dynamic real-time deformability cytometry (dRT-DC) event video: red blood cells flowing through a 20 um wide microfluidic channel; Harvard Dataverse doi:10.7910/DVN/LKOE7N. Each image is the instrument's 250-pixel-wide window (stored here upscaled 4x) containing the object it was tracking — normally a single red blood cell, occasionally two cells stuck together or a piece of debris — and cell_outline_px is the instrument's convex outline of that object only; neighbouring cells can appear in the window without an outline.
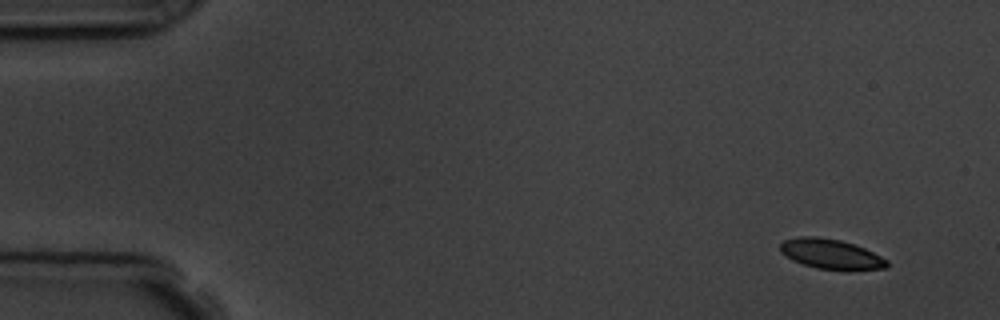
{"species": "common noctule bat (a hibernating species)", "species_latin": "Nyctalus noctula", "temperature_condition": "room temperature", "stored_images_in_passage": 7, "camera_frame_rate_fps": 3000, "um_per_image_px": 0.085, "animal": {"sex": "male", "body_mass_g": 19.5, "forearm_length_mm": 54.6}, "frame": {"image": 1, "passage_image": 1, "time_ms": 0.0, "image_size_px": [1000, 320], "cell_outline_px": [[888, 268], [848, 272], [816, 268], [792, 260], [780, 252], [780, 244], [784, 240], [800, 236], [816, 236], [840, 240], [864, 248], [888, 260]], "centroid_in_image_um": [70.66, 21.63], "position_along_channel_um": 14.3, "area_um2": 19.02}}
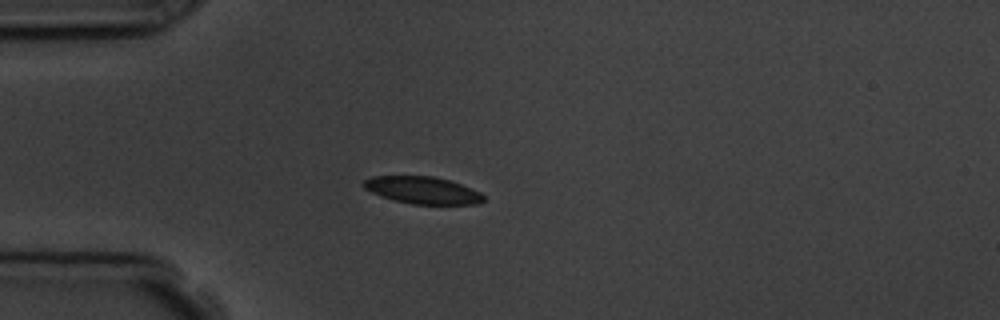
{"frame": {"image": 2, "passage_image": 4, "time_ms": 3.667, "image_size_px": [1000, 320], "cell_outline_px": [[484, 200], [476, 204], [412, 204], [380, 196], [364, 188], [360, 184], [364, 180], [372, 176], [432, 176], [448, 180], [460, 184], [480, 192], [484, 196]], "centroid_in_image_um": [35.88, 16.16], "position_along_channel_um": 49.1, "area_um2": 18.84}}